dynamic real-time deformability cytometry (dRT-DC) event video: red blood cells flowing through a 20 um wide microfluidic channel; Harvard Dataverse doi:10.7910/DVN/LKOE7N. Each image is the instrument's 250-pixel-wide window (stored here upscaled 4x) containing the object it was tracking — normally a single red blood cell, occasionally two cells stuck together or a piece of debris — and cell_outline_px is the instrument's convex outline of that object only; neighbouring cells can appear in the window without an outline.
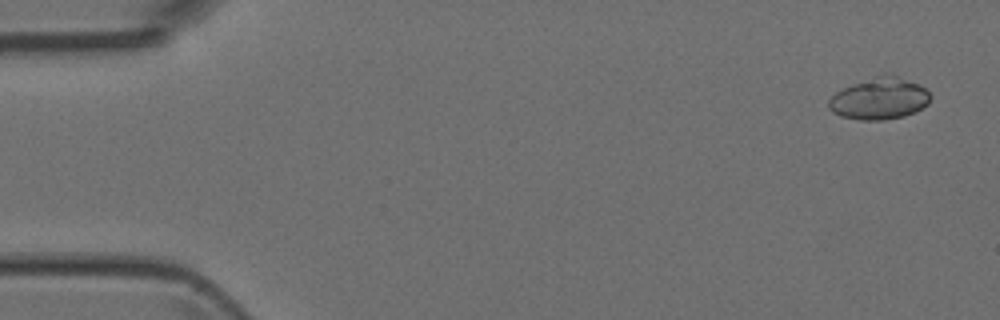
{"species": "Egyptian fruit bat (a non-hibernating species)", "species_latin": "Rousettus aegyptiacus", "temperature_condition": "room temperature", "stored_images_in_passage": 6, "camera_frame_rate_fps": 3000, "um_per_image_px": 0.085, "animal": {"sex": "female"}, "frame": {"image": 1, "passage_image": 1, "time_ms": 0.0, "image_size_px": [1000, 320], "cell_outline_px": [[932, 96], [928, 104], [904, 116], [884, 120], [860, 120], [840, 116], [832, 112], [828, 108], [828, 100], [836, 92], [852, 84], [884, 72], [888, 72], [920, 84]], "centroid_in_image_um": [74.75, 8.36], "position_along_channel_um": 10.3, "area_um2": 24.97}}
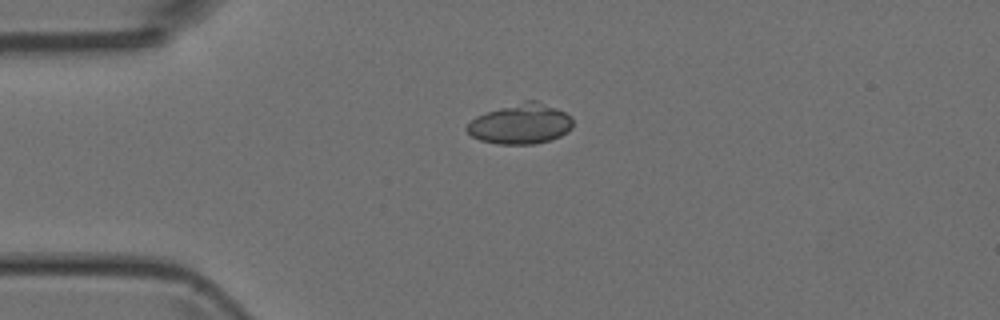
{"frame": {"image": 2, "passage_image": 4, "time_ms": 3.333, "image_size_px": [1000, 320], "cell_outline_px": [[572, 128], [568, 132], [560, 136], [536, 144], [500, 144], [480, 140], [472, 136], [464, 128], [476, 116], [524, 100], [536, 100], [556, 108], [572, 116]], "centroid_in_image_um": [44.27, 10.53], "position_along_channel_um": 40.7, "area_um2": 24.68}}
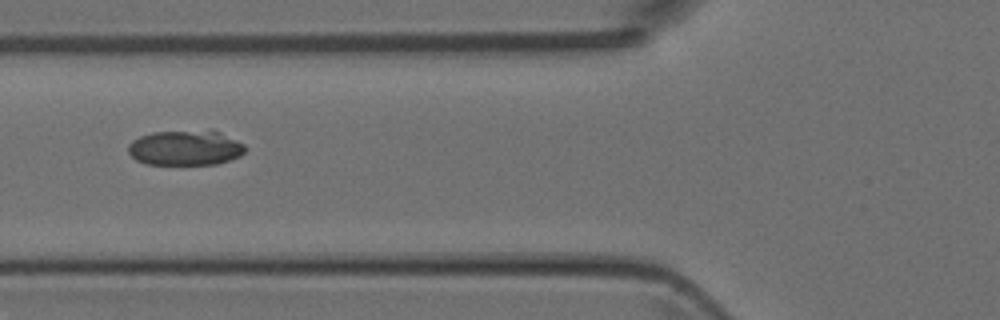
{"frame": {"image": 3, "passage_image": 6, "time_ms": 5.667, "image_size_px": [1000, 320], "cell_outline_px": [[244, 152], [240, 156], [216, 164], [148, 164], [136, 160], [128, 152], [128, 144], [132, 140], [140, 136], [152, 132], [208, 128], [212, 128], [244, 144]], "centroid_in_image_um": [15.75, 12.52], "position_along_channel_um": 110.0, "area_um2": 24.39}}